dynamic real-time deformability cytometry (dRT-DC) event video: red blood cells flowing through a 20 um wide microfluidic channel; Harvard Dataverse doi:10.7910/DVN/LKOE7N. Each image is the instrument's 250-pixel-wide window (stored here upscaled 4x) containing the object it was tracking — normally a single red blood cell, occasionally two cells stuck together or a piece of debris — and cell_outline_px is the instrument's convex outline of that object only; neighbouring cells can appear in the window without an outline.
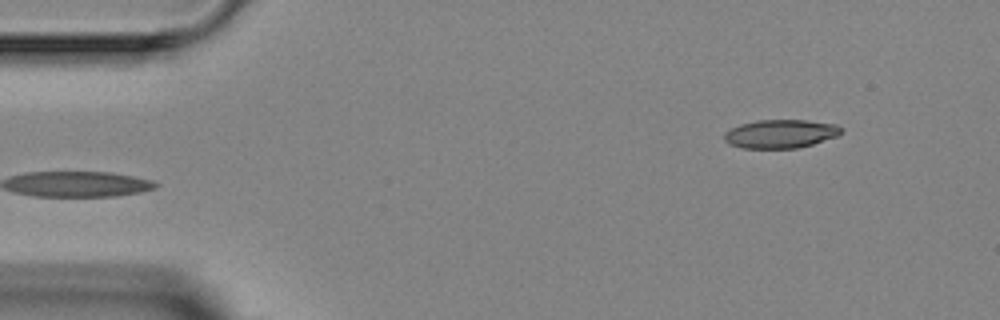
{"species": "Egyptian fruit bat (a non-hibernating species)", "species_latin": "Rousettus aegyptiacus", "temperature_condition": "room temperature", "stored_images_in_passage": 4, "camera_frame_rate_fps": 3000, "um_per_image_px": 0.085, "animal": {"sex": "female"}, "frame": {"image": 1, "passage_image": 4, "time_ms": 3.333, "image_size_px": [1000, 320], "cell_outline_px": [[844, 132], [836, 136], [812, 144], [796, 148], [740, 148], [728, 144], [724, 140], [724, 132], [740, 124], [756, 120], [808, 120], [836, 124]], "centroid_in_image_um": [66.31, 11.37], "position_along_channel_um": 18.7, "area_um2": 19.48}}